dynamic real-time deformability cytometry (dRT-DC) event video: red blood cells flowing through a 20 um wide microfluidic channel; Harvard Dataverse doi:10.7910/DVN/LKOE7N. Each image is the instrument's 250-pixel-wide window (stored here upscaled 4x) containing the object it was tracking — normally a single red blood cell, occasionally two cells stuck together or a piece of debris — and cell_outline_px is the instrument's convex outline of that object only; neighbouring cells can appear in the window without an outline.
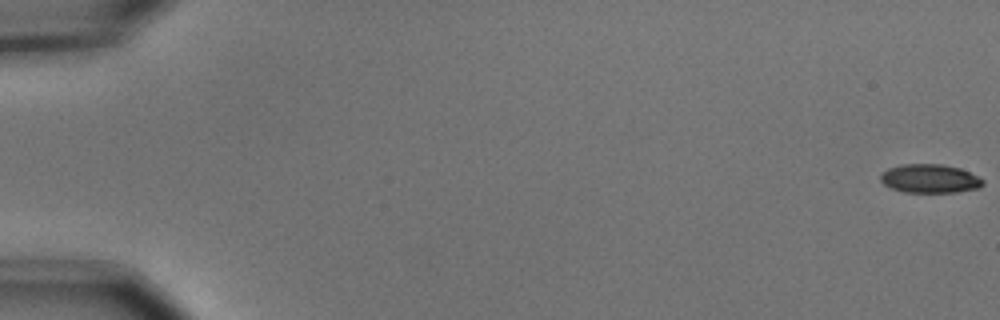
{"species": "common noctule bat (a hibernating species)", "species_latin": "Nyctalus noctula", "temperature_condition": "cold", "stored_images_in_passage": 56, "camera_frame_rate_fps": 3000, "um_per_image_px": 0.085, "animal": {"sex": "male", "body_mass_g": 15.6}, "frame": {"image": 1, "passage_image": 1, "time_ms": 0.0, "image_size_px": [1000, 320], "cell_outline_px": [[984, 184], [980, 188], [956, 192], [904, 192], [892, 188], [884, 184], [880, 180], [880, 172], [888, 168], [900, 164], [944, 164], [960, 168], [984, 180]], "centroid_in_image_um": [79.02, 15.17], "position_along_channel_um": 6.0, "area_um2": 17.22}}
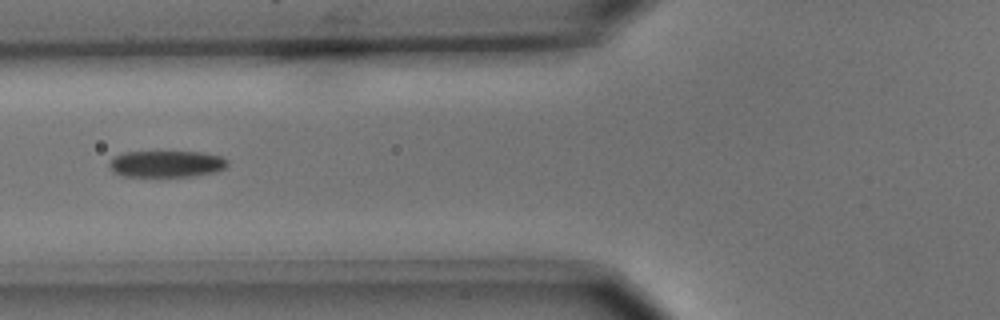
{"frame": {"image": 2, "passage_image": 23, "time_ms": 7.333, "image_size_px": [1000, 320], "cell_outline_px": [[228, 164], [224, 168], [216, 172], [196, 176], [124, 176], [112, 172], [108, 164], [108, 160], [124, 152], [204, 152], [220, 156], [228, 160]], "centroid_in_image_um": [14.14, 13.93], "position_along_channel_um": 111.7, "area_um2": 18.44}}
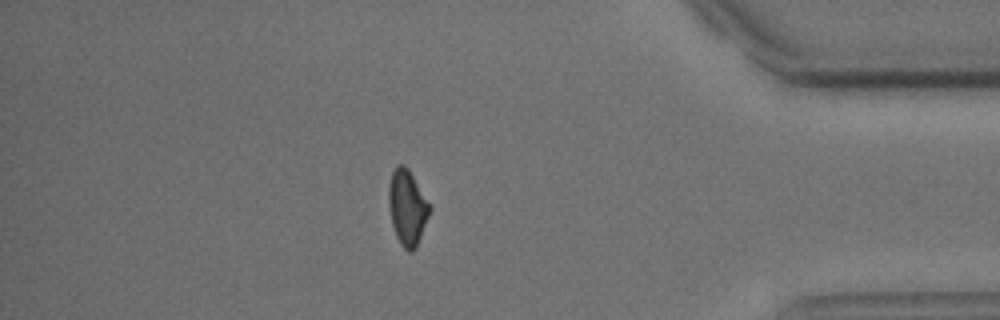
{"frame": {"image": 3, "passage_image": 49, "time_ms": 16.0, "image_size_px": [1000, 320], "cell_outline_px": [[432, 208], [416, 248], [412, 252], [408, 252], [400, 244], [396, 236], [392, 224], [388, 204], [388, 188], [392, 172], [396, 164], [404, 164], [408, 168]], "centroid_in_image_um": [34.61, 17.64], "position_along_channel_um": 400.6, "area_um2": 18.03}, "authors_computed_cell_mechanics": {"area_um2": 18.207, "velocity_mm_per_s": 3.6841, "shape_relaxation_time_tau1_ms": 3.3929, "shape_relaxation_time_tau2_ms": null, "deformation_change_tau1": 0.123, "deformation_change_tau2": null}}